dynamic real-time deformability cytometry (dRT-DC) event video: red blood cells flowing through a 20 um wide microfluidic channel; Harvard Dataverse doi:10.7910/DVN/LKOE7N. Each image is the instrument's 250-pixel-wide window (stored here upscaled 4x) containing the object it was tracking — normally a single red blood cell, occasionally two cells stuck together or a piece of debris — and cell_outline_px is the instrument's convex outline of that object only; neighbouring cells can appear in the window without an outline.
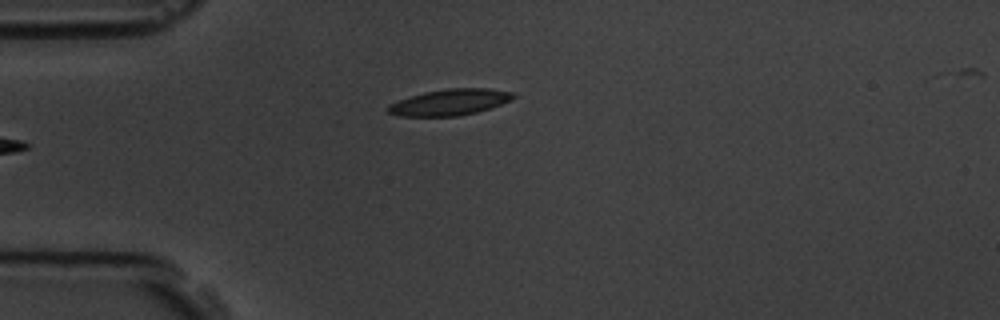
{"species": "common noctule bat (a hibernating species)", "species_latin": "Nyctalus noctula", "temperature_condition": "room temperature", "stored_images_in_passage": 5, "camera_frame_rate_fps": 3000, "um_per_image_px": 0.085, "animal": {"sex": "male", "body_mass_g": 19.5, "forearm_length_mm": 54.6}, "frame": {"image": 1, "passage_image": 5, "time_ms": 5.333, "image_size_px": [1000, 320], "cell_outline_px": [[516, 96], [512, 100], [476, 112], [460, 116], [400, 116], [388, 112], [388, 104], [424, 92], [444, 88], [488, 88], [512, 92]], "centroid_in_image_um": [38.25, 8.68], "position_along_channel_um": 46.8, "area_um2": 18.96}}